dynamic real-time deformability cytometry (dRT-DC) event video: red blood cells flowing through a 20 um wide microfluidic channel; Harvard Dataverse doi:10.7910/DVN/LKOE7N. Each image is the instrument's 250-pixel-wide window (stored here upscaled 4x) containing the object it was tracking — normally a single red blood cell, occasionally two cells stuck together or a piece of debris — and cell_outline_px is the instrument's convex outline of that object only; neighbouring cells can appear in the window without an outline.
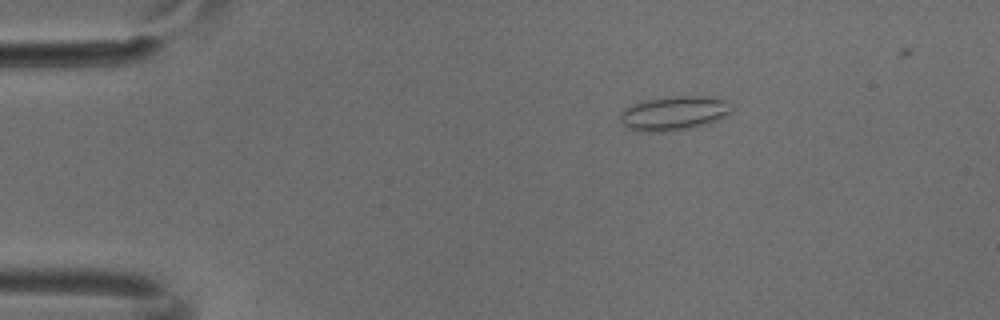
{"species": "common noctule bat (a hibernating species)", "species_latin": "Nyctalus noctula", "temperature_condition": "cold", "stored_images_in_passage": 5, "camera_frame_rate_fps": 3000, "um_per_image_px": 0.085, "animal": {"sex": "male", "body_mass_g": 18.8}, "frame": {"image": 1, "passage_image": 2, "time_ms": 0.333, "image_size_px": [1000, 320], "cell_outline_px": [[736, 108], [724, 116], [716, 120], [692, 128], [660, 132], [636, 132], [628, 128], [620, 120], [620, 112], [624, 108], [632, 104], [648, 100], [672, 96], [704, 96], [728, 100]], "centroid_in_image_um": [57.3, 9.62], "position_along_channel_um": 27.7, "area_um2": 22.37}}
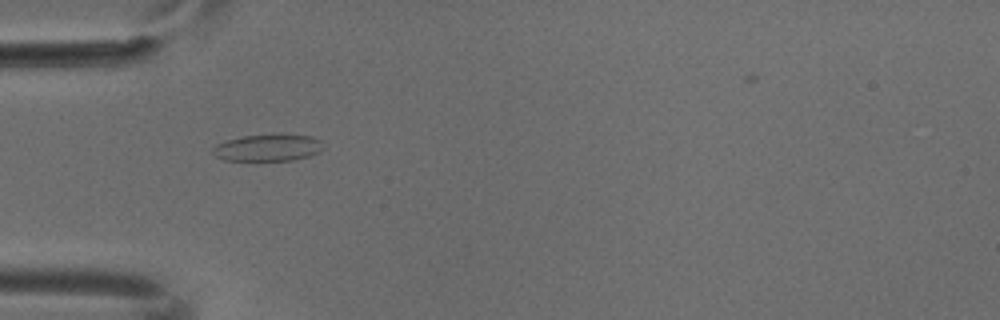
{"frame": {"image": 2, "passage_image": 4, "time_ms": 1.0, "image_size_px": [1000, 320], "cell_outline_px": [[320, 152], [308, 156], [292, 160], [224, 160], [216, 156], [212, 152], [212, 148], [216, 144], [228, 140], [244, 136], [272, 132], [280, 132], [312, 136], [320, 140]], "centroid_in_image_um": [22.77, 12.51], "position_along_channel_um": 62.2, "area_um2": 17.63}}